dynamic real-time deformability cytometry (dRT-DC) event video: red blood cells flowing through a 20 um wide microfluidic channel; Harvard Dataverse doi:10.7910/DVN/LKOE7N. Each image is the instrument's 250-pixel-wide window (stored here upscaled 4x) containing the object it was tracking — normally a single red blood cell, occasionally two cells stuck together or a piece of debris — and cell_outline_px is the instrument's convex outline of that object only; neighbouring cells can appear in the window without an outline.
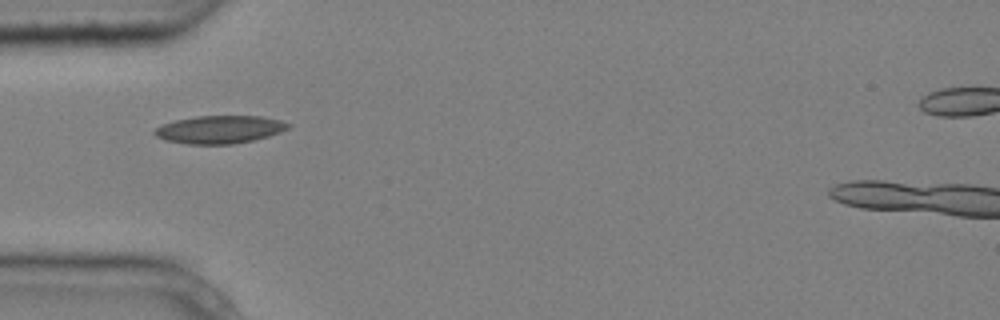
{"species": "common noctule bat (a hibernating species)", "species_latin": "Nyctalus noctula", "temperature_condition": "cold", "stored_images_in_passage": 4, "camera_frame_rate_fps": 3000, "um_per_image_px": 0.085, "animal": {"sex": "male", "body_mass_g": 20.4}, "frame": {"image": 1, "passage_image": 1, "time_ms": 0.0, "image_size_px": [1000, 320], "cell_outline_px": [[292, 124], [288, 128], [280, 132], [268, 136], [252, 140], [232, 144], [188, 144], [164, 140], [156, 136], [152, 132], [156, 128], [164, 124], [176, 120], [196, 116], [264, 116], [280, 120]], "centroid_in_image_um": [18.67, 11.0], "position_along_channel_um": 66.3, "area_um2": 21.62}}
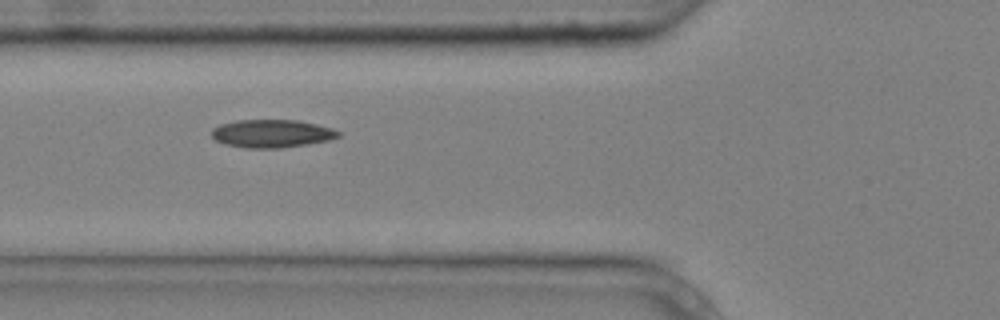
{"frame": {"image": 2, "passage_image": 2, "time_ms": 0.333, "image_size_px": [1000, 320], "cell_outline_px": [[340, 136], [328, 140], [308, 144], [280, 148], [244, 148], [224, 144], [216, 140], [212, 136], [212, 128], [220, 124], [236, 120], [296, 120], [316, 124], [332, 128], [340, 132]], "centroid_in_image_um": [23.08, 11.35], "position_along_channel_um": 102.7, "area_um2": 20.69}}